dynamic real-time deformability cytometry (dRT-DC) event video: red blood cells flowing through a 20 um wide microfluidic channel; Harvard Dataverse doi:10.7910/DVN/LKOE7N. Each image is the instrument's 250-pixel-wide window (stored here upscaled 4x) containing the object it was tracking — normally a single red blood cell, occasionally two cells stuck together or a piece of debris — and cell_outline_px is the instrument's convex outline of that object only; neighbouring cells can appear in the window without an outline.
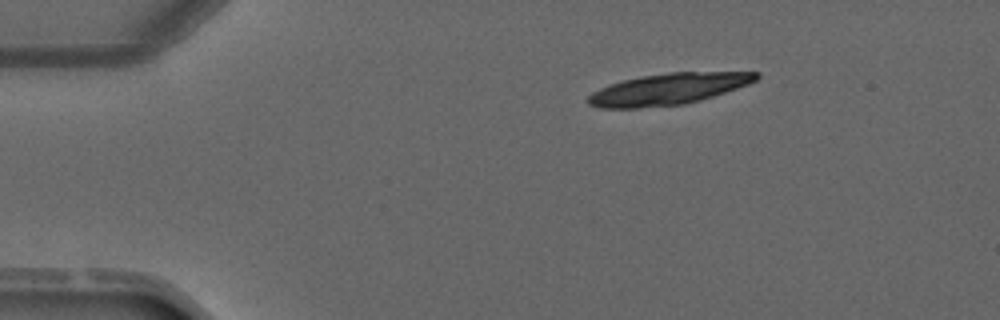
{"species": "common noctule bat (a hibernating species)", "species_latin": "Nyctalus noctula", "temperature_condition": "warm", "stored_images_in_passage": 2, "camera_frame_rate_fps": 3000, "um_per_image_px": 0.085, "animal": {"sex": "male", "forearm_length_mm": 52.5}, "frame": {"image": 1, "passage_image": 1, "time_ms": 0.0, "image_size_px": [1000, 320], "cell_outline_px": [[760, 76], [756, 80], [748, 84], [700, 100], [684, 104], [640, 108], [600, 108], [588, 104], [588, 96], [592, 92], [600, 88], [624, 80], [640, 76], [668, 72], [760, 72]], "centroid_in_image_um": [56.79, 7.57], "position_along_channel_um": 28.2, "area_um2": 30.46}}